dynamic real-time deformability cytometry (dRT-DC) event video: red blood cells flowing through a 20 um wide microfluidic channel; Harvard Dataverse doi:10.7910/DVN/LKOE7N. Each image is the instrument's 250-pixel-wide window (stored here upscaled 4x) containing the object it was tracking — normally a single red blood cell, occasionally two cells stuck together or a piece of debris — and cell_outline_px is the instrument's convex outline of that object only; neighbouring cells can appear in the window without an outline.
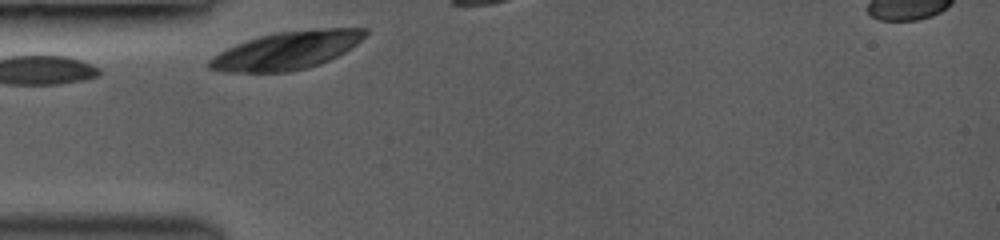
{"species": "common noctule bat (a hibernating species)", "species_latin": "Nyctalus noctula", "temperature_condition": "room temperature", "stored_images_in_passage": 3, "camera_frame_rate_fps": 3000, "um_per_image_px": 0.085, "animal": {"sex": "female", "body_mass_g": 19.0, "forearm_length_mm": 53.3}, "frame": {"image": 1, "passage_image": 1, "time_ms": 0.0, "image_size_px": [1000, 240], "cell_outline_px": [[368, 36], [344, 52], [320, 64], [308, 68], [288, 72], [220, 72], [208, 68], [208, 60], [220, 52], [236, 44], [260, 36], [276, 32], [316, 28], [368, 28]], "centroid_in_image_um": [24.4, 4.28], "position_along_channel_um": 60.6, "area_um2": 34.51}}